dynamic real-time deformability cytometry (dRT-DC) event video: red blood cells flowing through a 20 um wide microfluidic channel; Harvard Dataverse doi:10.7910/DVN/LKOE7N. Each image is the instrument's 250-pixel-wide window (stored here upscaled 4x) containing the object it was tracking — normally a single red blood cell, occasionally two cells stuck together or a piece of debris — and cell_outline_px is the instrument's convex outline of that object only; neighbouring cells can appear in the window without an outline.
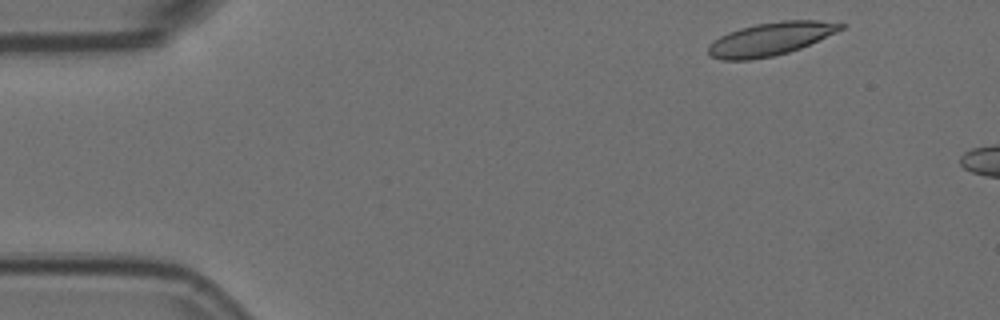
{"species": "Egyptian fruit bat (a non-hibernating species)", "species_latin": "Rousettus aegyptiacus", "temperature_condition": "room temperature", "stored_images_in_passage": 2, "camera_frame_rate_fps": 3000, "um_per_image_px": 0.085, "animal": {"sex": "female"}, "frame": {"image": 1, "passage_image": 1, "time_ms": 0.0, "image_size_px": [1000, 320], "cell_outline_px": [[844, 28], [836, 32], [800, 48], [788, 52], [772, 56], [748, 60], [720, 60], [712, 56], [708, 52], [708, 44], [720, 36], [728, 32], [740, 28], [756, 24], [780, 20], [816, 20], [844, 24]], "centroid_in_image_um": [65.45, 3.31], "position_along_channel_um": 19.5, "area_um2": 25.32}}